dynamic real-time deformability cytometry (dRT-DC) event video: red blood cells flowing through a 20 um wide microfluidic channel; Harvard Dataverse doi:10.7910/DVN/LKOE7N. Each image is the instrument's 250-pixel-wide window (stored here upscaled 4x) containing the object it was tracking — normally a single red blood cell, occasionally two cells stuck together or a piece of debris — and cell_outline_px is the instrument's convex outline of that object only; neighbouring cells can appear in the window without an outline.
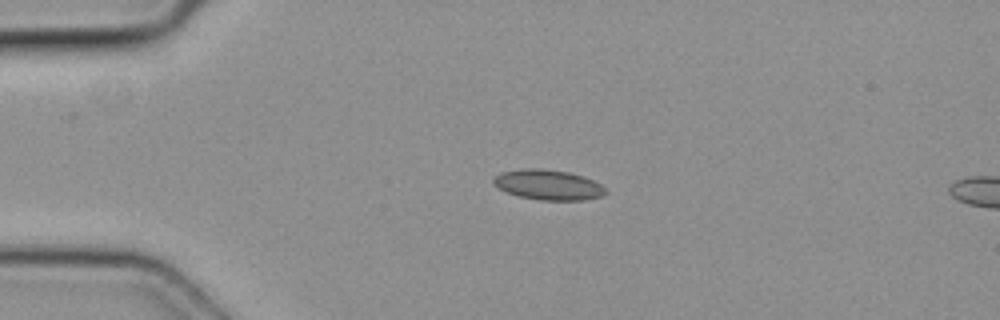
{"species": "common noctule bat (a hibernating species)", "species_latin": "Nyctalus noctula", "temperature_condition": "cold", "stored_images_in_passage": 5, "camera_frame_rate_fps": 3000, "um_per_image_px": 0.085, "animal": {"sex": "female", "body_mass_g": 19.3, "forearm_length_mm": 54.1}, "frame": {"image": 1, "passage_image": 4, "time_ms": 1.0, "image_size_px": [1000, 320], "cell_outline_px": [[608, 192], [604, 196], [584, 200], [540, 200], [520, 196], [496, 188], [492, 184], [492, 180], [500, 172], [524, 168], [544, 168], [568, 172], [584, 176], [608, 188]], "centroid_in_image_um": [46.62, 15.7], "position_along_channel_um": 38.4, "area_um2": 20.0}}